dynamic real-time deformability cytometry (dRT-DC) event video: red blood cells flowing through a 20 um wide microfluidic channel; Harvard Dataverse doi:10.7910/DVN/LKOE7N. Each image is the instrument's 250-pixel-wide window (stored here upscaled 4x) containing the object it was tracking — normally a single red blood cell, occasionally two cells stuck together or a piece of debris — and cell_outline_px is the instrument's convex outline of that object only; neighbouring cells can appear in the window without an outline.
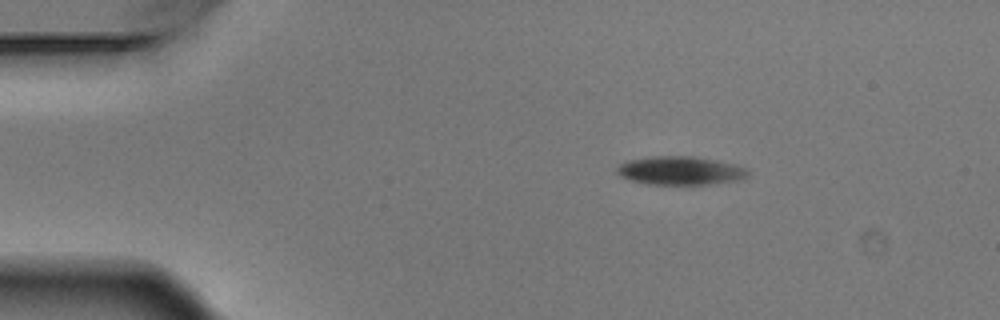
{"species": "Egyptian fruit bat (a non-hibernating species)", "species_latin": "Rousettus aegyptiacus", "temperature_condition": "warm", "stored_images_in_passage": 3, "camera_frame_rate_fps": 3000, "um_per_image_px": 0.085, "animal": {"sex": "male"}, "frame": {"image": 1, "passage_image": 1, "time_ms": 0.0, "image_size_px": [1000, 320], "cell_outline_px": [[752, 172], [748, 176], [740, 180], [708, 184], [644, 184], [628, 180], [620, 176], [616, 172], [616, 168], [620, 164], [628, 160], [652, 156], [696, 156], [736, 164], [748, 168]], "centroid_in_image_um": [57.85, 14.5], "position_along_channel_um": 27.1, "area_um2": 22.14}}